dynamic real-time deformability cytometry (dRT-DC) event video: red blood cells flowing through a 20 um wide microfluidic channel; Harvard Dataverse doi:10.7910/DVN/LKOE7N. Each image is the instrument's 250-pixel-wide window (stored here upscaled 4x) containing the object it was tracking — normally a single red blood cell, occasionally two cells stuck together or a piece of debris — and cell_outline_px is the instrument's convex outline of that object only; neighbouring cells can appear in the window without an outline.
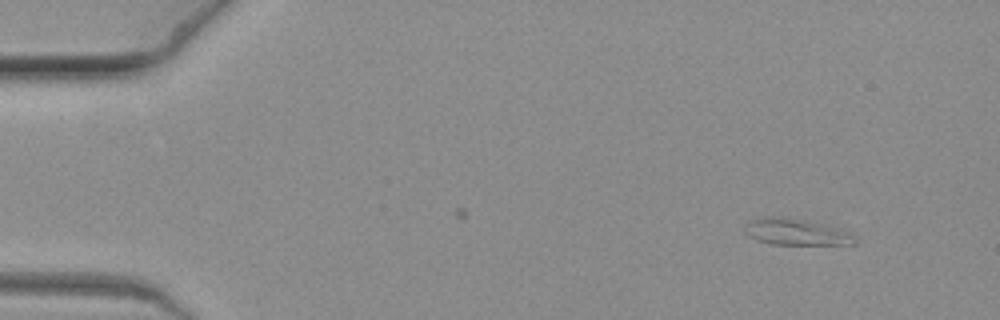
{"species": "common noctule bat (a hibernating species)", "species_latin": "Nyctalus noctula", "temperature_condition": "warm", "stored_images_in_passage": 7, "camera_frame_rate_fps": 3000, "um_per_image_px": 0.085, "animal": {"sex": "female", "body_mass_g": 19.3, "forearm_length_mm": 54.1}, "frame": {"image": 1, "passage_image": 1, "time_ms": 0.0, "image_size_px": [1000, 320], "cell_outline_px": [[856, 244], [772, 244], [756, 240], [748, 236], [744, 232], [748, 224], [752, 220], [764, 216], [780, 216], [804, 220], [836, 228], [848, 232], [856, 236]], "centroid_in_image_um": [67.64, 19.72], "position_along_channel_um": 17.4, "area_um2": 16.65}}
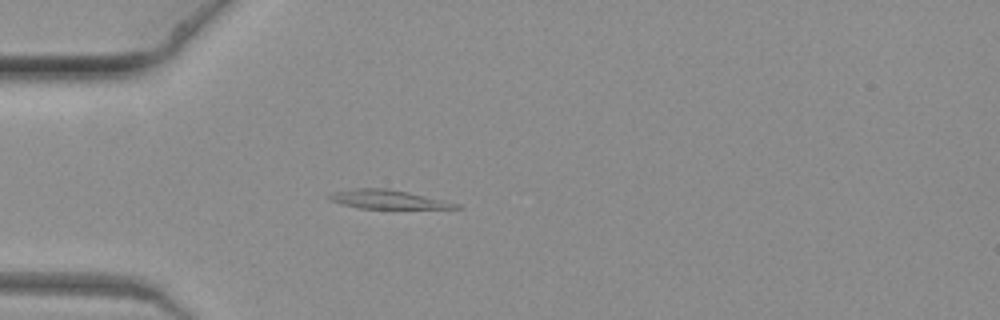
{"frame": {"image": 2, "passage_image": 5, "time_ms": 1.333, "image_size_px": [1000, 320], "cell_outline_px": [[464, 208], [360, 208], [344, 204], [332, 200], [328, 196], [336, 192], [356, 188], [388, 188], [408, 192], [444, 200], [460, 204]], "centroid_in_image_um": [33.04, 16.94], "position_along_channel_um": 52.0, "area_um2": 13.47}}
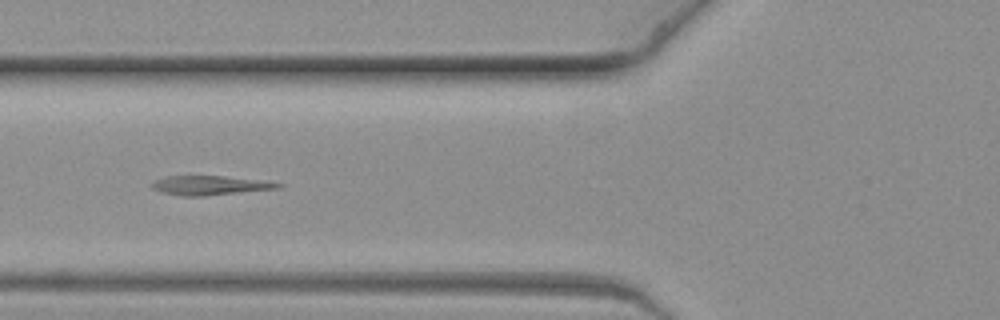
{"frame": {"image": 3, "passage_image": 7, "time_ms": 2.0, "image_size_px": [1000, 320], "cell_outline_px": [[284, 184], [280, 188], [204, 196], [180, 196], [160, 192], [152, 188], [152, 184], [156, 180], [168, 176], [224, 176]], "centroid_in_image_um": [17.79, 15.77], "position_along_channel_um": 108.0, "area_um2": 13.87}}